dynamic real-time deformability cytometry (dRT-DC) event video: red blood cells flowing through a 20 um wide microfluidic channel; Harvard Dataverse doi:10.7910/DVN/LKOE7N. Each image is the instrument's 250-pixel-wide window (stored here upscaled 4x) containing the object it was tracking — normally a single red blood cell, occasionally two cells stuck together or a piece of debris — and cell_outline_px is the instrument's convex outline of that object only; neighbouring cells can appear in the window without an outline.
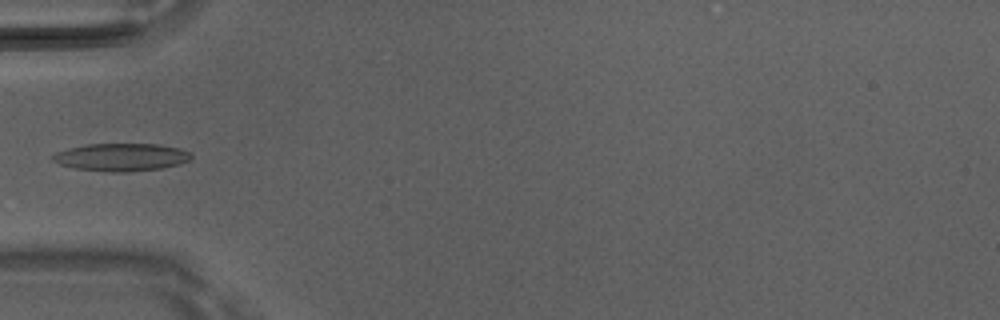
{"species": "Egyptian fruit bat (a non-hibernating species)", "species_latin": "Rousettus aegyptiacus", "temperature_condition": "room temperature", "stored_images_in_passage": 6, "camera_frame_rate_fps": 3000, "um_per_image_px": 0.085, "animal": {"sex": "male"}, "frame": {"image": 1, "passage_image": 6, "time_ms": 1.667, "image_size_px": [1000, 320], "cell_outline_px": [[192, 156], [188, 160], [180, 164], [164, 168], [128, 172], [112, 172], [76, 168], [60, 164], [52, 160], [52, 156], [56, 152], [68, 148], [84, 144], [160, 144], [180, 148], [192, 152]], "centroid_in_image_um": [10.35, 13.35], "position_along_channel_um": 74.7, "area_um2": 22.48}}